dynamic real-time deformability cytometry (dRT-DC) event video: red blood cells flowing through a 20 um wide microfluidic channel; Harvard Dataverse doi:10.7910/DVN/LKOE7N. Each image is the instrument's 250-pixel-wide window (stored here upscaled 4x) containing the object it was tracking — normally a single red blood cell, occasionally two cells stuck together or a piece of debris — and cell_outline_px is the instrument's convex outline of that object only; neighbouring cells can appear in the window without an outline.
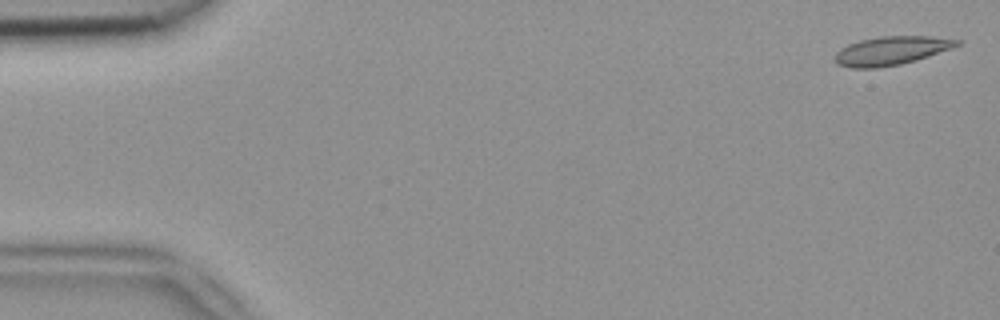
{"species": "common noctule bat (a hibernating species)", "species_latin": "Nyctalus noctula", "temperature_condition": "room temperature", "stored_images_in_passage": 49, "camera_frame_rate_fps": 3000, "um_per_image_px": 0.085, "animal": {"sex": "female", "body_mass_g": 18.4}, "frame": {"image": 1, "passage_image": 1, "time_ms": 0.0, "image_size_px": [1000, 320], "cell_outline_px": [[964, 40], [960, 44], [952, 48], [916, 60], [900, 64], [876, 68], [852, 68], [836, 64], [832, 60], [832, 56], [840, 48], [848, 44], [860, 40], [880, 36], [928, 36]], "centroid_in_image_um": [75.71, 4.31], "position_along_channel_um": 9.3, "area_um2": 20.58}}
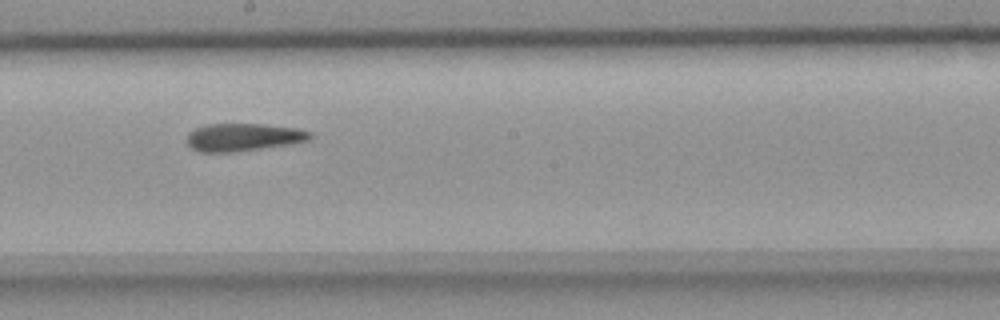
{"frame": {"image": 2, "passage_image": 28, "time_ms": 9.0, "image_size_px": [1000, 320], "cell_outline_px": [[316, 136], [308, 140], [292, 144], [232, 152], [200, 152], [192, 148], [188, 144], [188, 132], [204, 124], [264, 124], [296, 128], [312, 132]], "centroid_in_image_um": [20.72, 11.65], "position_along_channel_um": 227.5, "area_um2": 20.0}}
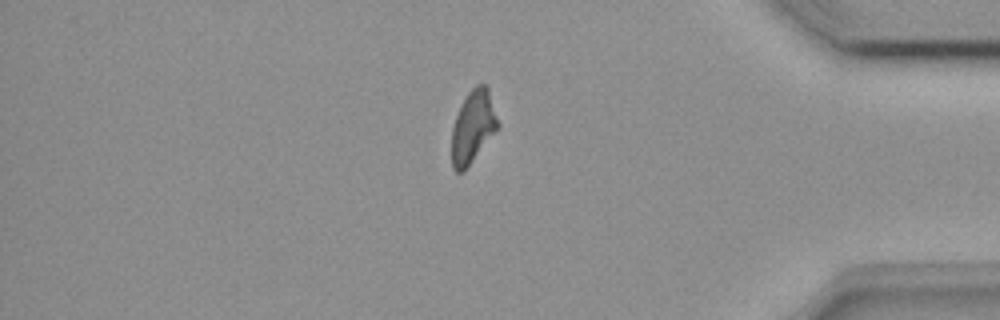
{"frame": {"image": 3, "passage_image": 43, "time_ms": 14.0, "image_size_px": [1000, 320], "cell_outline_px": [[500, 124], [464, 172], [456, 172], [452, 168], [452, 128], [460, 104], [468, 92], [476, 84], [484, 84], [488, 88]], "centroid_in_image_um": [40.19, 10.76], "position_along_channel_um": 395.0, "area_um2": 19.36}}